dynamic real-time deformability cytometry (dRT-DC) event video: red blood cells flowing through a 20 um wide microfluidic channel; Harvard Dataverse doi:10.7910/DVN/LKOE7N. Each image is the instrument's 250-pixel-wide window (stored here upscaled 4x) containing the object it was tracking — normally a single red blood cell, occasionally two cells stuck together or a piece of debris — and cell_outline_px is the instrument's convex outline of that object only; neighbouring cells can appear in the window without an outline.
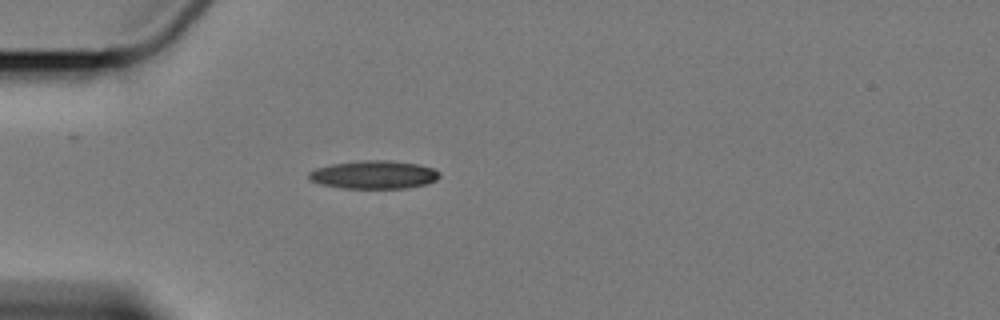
{"species": "Egyptian fruit bat (a non-hibernating species)", "species_latin": "Rousettus aegyptiacus", "temperature_condition": "cold", "stored_images_in_passage": 2, "camera_frame_rate_fps": 3000, "um_per_image_px": 0.085, "animal": {"sex": "female"}, "frame": {"image": 1, "passage_image": 1, "time_ms": 0.0, "image_size_px": [1000, 320], "cell_outline_px": [[440, 176], [436, 180], [424, 184], [408, 188], [344, 188], [324, 184], [312, 180], [308, 176], [308, 172], [316, 168], [332, 164], [360, 160], [388, 160], [420, 164], [432, 168], [440, 172]], "centroid_in_image_um": [31.82, 14.84], "position_along_channel_um": 53.2, "area_um2": 21.33}}